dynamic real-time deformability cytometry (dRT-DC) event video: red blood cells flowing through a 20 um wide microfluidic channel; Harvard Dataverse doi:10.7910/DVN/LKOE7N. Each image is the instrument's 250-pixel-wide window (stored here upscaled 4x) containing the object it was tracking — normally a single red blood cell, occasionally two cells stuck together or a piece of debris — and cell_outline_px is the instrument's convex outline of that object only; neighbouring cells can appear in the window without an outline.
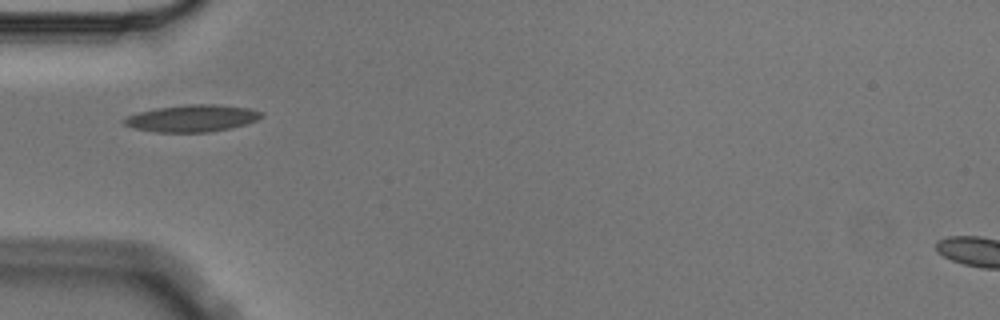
{"species": "Egyptian fruit bat (a non-hibernating species)", "species_latin": "Rousettus aegyptiacus", "temperature_condition": "cold", "stored_images_in_passage": 1, "camera_frame_rate_fps": 3000, "um_per_image_px": 0.085, "animal": {"sex": "male"}, "frame": {"image": 1, "passage_image": 1, "time_ms": 0.0, "image_size_px": [1000, 320], "cell_outline_px": [[264, 116], [256, 120], [232, 128], [208, 132], [156, 132], [136, 128], [124, 124], [120, 120], [128, 116], [140, 112], [156, 108], [188, 104], [212, 104], [248, 108], [264, 112]], "centroid_in_image_um": [16.35, 10.05], "position_along_channel_um": 68.7, "area_um2": 21.44}}